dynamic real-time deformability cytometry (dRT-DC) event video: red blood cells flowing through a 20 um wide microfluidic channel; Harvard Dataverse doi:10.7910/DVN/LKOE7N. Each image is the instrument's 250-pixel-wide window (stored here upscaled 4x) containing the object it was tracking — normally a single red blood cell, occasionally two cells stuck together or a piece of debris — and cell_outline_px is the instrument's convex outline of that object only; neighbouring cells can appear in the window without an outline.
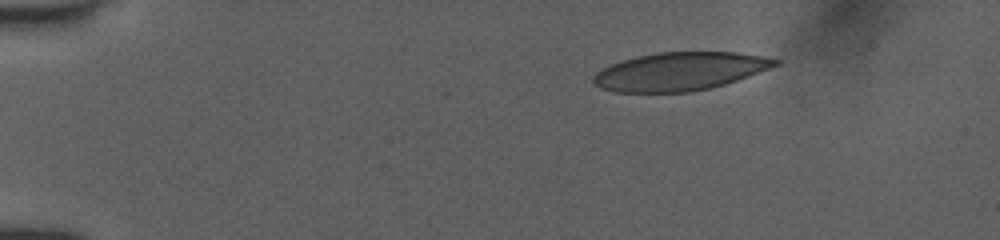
{"species": "human", "species_latin": "Homo sapiens", "temperature_condition": "room temperature", "stored_images_in_passage": 44, "camera_frame_rate_fps": 3000, "um_per_image_px": 0.085, "donor": {"sex": "female"}, "frame": {"image": 1, "passage_image": 1, "time_ms": 0.0, "image_size_px": [1000, 240], "cell_outline_px": [[780, 64], [736, 80], [724, 84], [708, 88], [688, 92], [616, 92], [600, 88], [592, 80], [592, 76], [596, 72], [612, 64], [624, 60], [656, 52], [736, 52], [764, 56], [780, 60]], "centroid_in_image_um": [57.78, 6.06], "position_along_channel_um": 27.2, "area_um2": 40.06}}
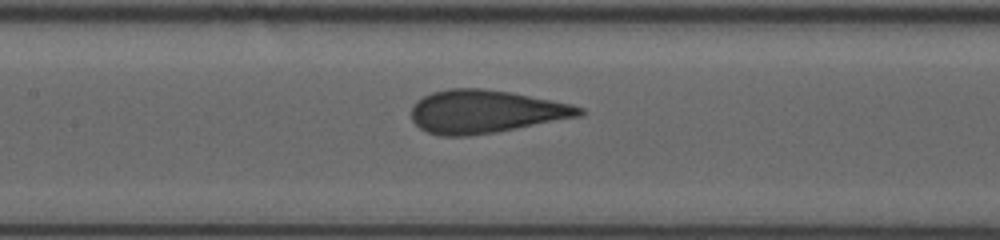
{"frame": {"image": 2, "passage_image": 18, "time_ms": 5.667, "image_size_px": [1000, 240], "cell_outline_px": [[584, 112], [580, 116], [496, 132], [468, 136], [440, 136], [428, 132], [420, 128], [412, 120], [412, 104], [416, 100], [432, 92], [448, 88], [480, 88], [508, 92], [572, 104], [584, 108]], "centroid_in_image_um": [41.23, 9.48], "position_along_channel_um": 166.2, "area_um2": 41.96}}
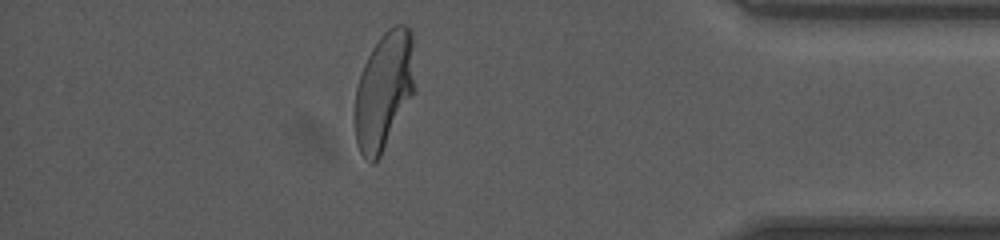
{"frame": {"image": 3, "passage_image": 38, "time_ms": 12.333, "image_size_px": [1000, 240], "cell_outline_px": [[416, 88], [412, 96], [380, 156], [372, 164], [360, 152], [356, 144], [356, 88], [364, 64], [372, 48], [380, 36], [392, 24], [404, 24], [412, 32]], "centroid_in_image_um": [32.67, 7.64], "position_along_channel_um": 402.5, "area_um2": 40.92}, "authors_computed_cell_mechanics": {"area_um2": 41.9917, "velocity_mm_per_s": 4.0116, "shape_relaxation_time_tau1_ms": 5.4454, "shape_relaxation_time_tau2_ms": null, "deformation_change_tau1": 0.1954, "deformation_change_tau2": null}}